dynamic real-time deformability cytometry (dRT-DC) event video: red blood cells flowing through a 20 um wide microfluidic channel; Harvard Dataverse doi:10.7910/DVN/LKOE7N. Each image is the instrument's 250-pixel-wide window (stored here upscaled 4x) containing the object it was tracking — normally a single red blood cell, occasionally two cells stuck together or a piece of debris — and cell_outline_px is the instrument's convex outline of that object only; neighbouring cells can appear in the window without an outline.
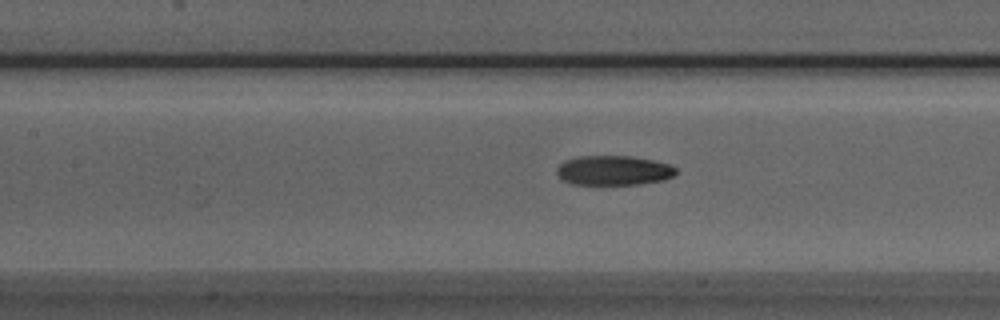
{"species": "Egyptian fruit bat (a non-hibernating species)", "species_latin": "Rousettus aegyptiacus", "temperature_condition": "room temperature", "stored_images_in_passage": 37, "camera_frame_rate_fps": 3000, "um_per_image_px": 0.085, "animal": {"sex": "male"}, "frame": {"image": 1, "passage_image": 8, "time_ms": 2.333, "image_size_px": [1000, 320], "cell_outline_px": [[676, 172], [672, 176], [664, 180], [640, 184], [572, 184], [564, 180], [556, 172], [556, 168], [564, 160], [580, 156], [632, 156], [652, 160], [668, 164], [676, 168]], "centroid_in_image_um": [52.14, 14.48], "position_along_channel_um": 155.3, "area_um2": 20.46}}
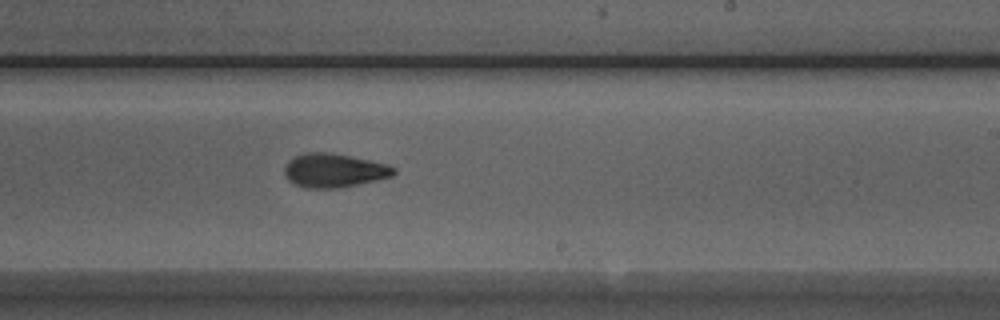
{"frame": {"image": 2, "passage_image": 16, "time_ms": 5.0, "image_size_px": [1000, 320], "cell_outline_px": [[396, 172], [392, 176], [376, 180], [340, 188], [304, 188], [288, 180], [284, 172], [284, 164], [288, 160], [304, 152], [332, 152], [388, 164], [396, 168]], "centroid_in_image_um": [28.38, 14.48], "position_along_channel_um": 260.6, "area_um2": 21.73}}
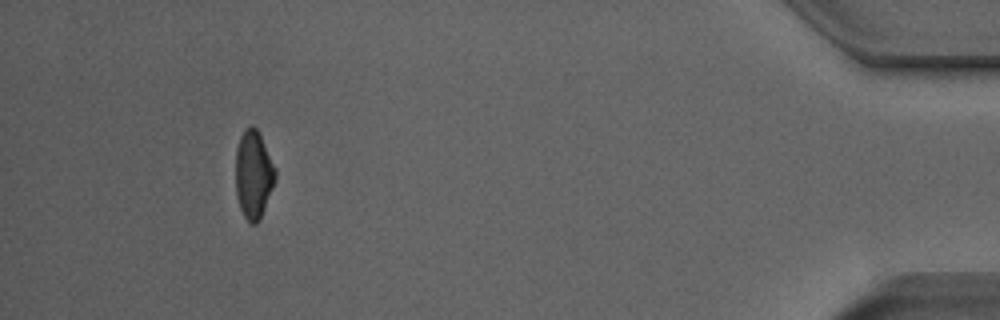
{"frame": {"image": 3, "passage_image": 33, "time_ms": 10.667, "image_size_px": [1000, 320], "cell_outline_px": [[276, 180], [260, 220], [256, 224], [252, 224], [244, 216], [240, 208], [236, 196], [236, 148], [240, 136], [252, 124], [260, 132], [276, 168]], "centroid_in_image_um": [21.57, 14.83], "position_along_channel_um": 413.6, "area_um2": 20.58}, "authors_computed_cell_mechanics": {"area_um2": 21.1548, "velocity_mm_per_s": 3.9614, "shape_relaxation_time_tau1_ms": 4.9935, "shape_relaxation_time_tau2_ms": 4.3548, "deformation_change_tau1": 0.1858, "deformation_change_tau2": 0.0934}}